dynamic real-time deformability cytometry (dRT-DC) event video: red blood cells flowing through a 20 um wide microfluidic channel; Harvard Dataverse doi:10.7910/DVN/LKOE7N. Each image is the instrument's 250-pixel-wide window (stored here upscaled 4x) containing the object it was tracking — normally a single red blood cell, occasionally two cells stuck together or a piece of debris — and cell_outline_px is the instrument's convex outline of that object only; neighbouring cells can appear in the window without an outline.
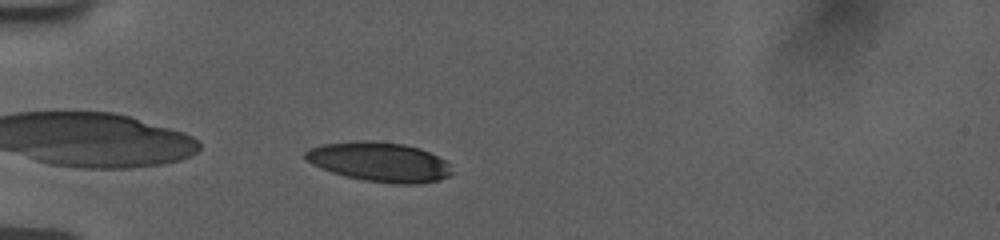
{"species": "human", "species_latin": "Homo sapiens", "temperature_condition": "room temperature", "stored_images_in_passage": 40, "camera_frame_rate_fps": 3000, "um_per_image_px": 0.085, "donor": {"sex": "female"}, "frame": {"image": 1, "passage_image": 1, "time_ms": 0.0, "image_size_px": [1000, 240], "cell_outline_px": [[452, 172], [448, 176], [440, 180], [420, 184], [392, 184], [364, 180], [344, 176], [332, 172], [312, 164], [304, 156], [304, 152], [308, 148], [320, 144], [356, 140], [368, 140], [404, 144], [420, 148], [444, 160], [448, 164]], "centroid_in_image_um": [32.22, 13.76], "position_along_channel_um": 52.8, "area_um2": 33.87}}
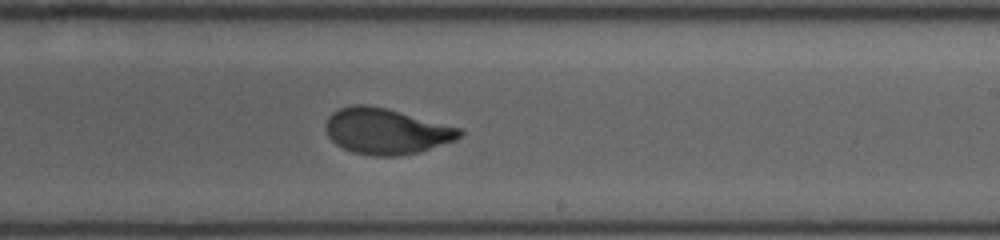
{"frame": {"image": 2, "passage_image": 19, "time_ms": 6.0, "image_size_px": [1000, 240], "cell_outline_px": [[464, 132], [456, 140], [420, 152], [396, 156], [372, 156], [352, 152], [336, 144], [328, 136], [328, 116], [332, 112], [340, 108], [352, 104], [368, 104], [464, 128]], "centroid_in_image_um": [32.88, 11.16], "position_along_channel_um": 256.1, "area_um2": 35.72}}
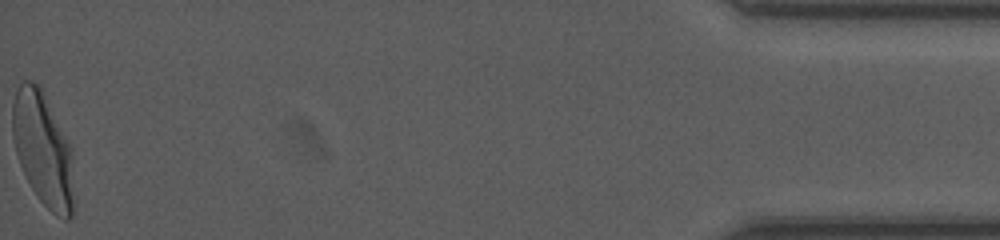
{"frame": {"image": 3, "passage_image": 40, "time_ms": 13.0, "image_size_px": [1000, 240], "cell_outline_px": [[72, 216], [68, 220], [64, 220], [56, 216], [40, 200], [32, 188], [20, 164], [16, 152], [12, 136], [12, 104], [16, 92], [20, 84], [24, 80], [32, 80], [40, 88], [68, 144], [72, 200]], "centroid_in_image_um": [3.57, 12.69], "position_along_channel_um": 431.6, "area_um2": 38.84}, "authors_computed_cell_mechanics": {"area_um2": 35.9805, "velocity_mm_per_s": 3.733, "shape_relaxation_time_tau1_ms": 4.0931, "shape_relaxation_time_tau2_ms": 0.9583, "deformation_change_tau1": 0.1994, "deformation_change_tau2": 0.0598}}